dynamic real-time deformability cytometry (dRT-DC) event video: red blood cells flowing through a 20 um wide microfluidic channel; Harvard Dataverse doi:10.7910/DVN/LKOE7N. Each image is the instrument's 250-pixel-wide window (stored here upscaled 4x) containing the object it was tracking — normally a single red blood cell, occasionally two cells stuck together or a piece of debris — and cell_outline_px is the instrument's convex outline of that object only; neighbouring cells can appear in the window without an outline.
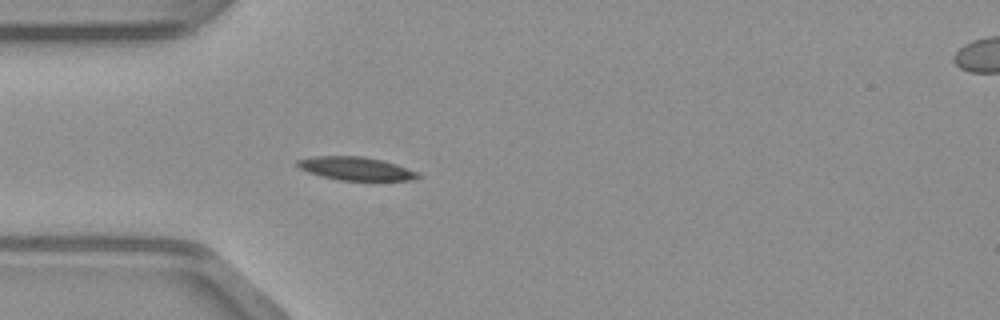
{"species": "common noctule bat (a hibernating species)", "species_latin": "Nyctalus noctula", "temperature_condition": "warm", "stored_images_in_passage": 36, "camera_frame_rate_fps": 3000, "um_per_image_px": 0.085, "animal": {"sex": "male", "body_mass_g": 23.1, "forearm_length_mm": 52.7}, "frame": {"image": 1, "passage_image": 1, "time_ms": 0.0, "image_size_px": [1000, 320], "cell_outline_px": [[420, 176], [412, 180], [340, 180], [320, 176], [308, 172], [300, 168], [296, 164], [296, 160], [316, 156], [364, 156], [384, 160], [420, 172]], "centroid_in_image_um": [30.26, 14.32], "position_along_channel_um": 54.7, "area_um2": 16.42}}
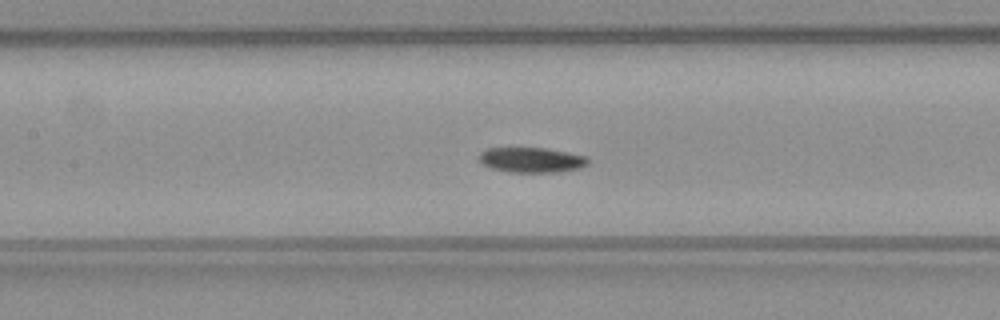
{"frame": {"image": 2, "passage_image": 9, "time_ms": 2.667, "image_size_px": [1000, 320], "cell_outline_px": [[588, 164], [580, 168], [556, 172], [508, 172], [492, 168], [484, 164], [480, 160], [480, 152], [488, 148], [544, 148], [568, 152], [588, 156]], "centroid_in_image_um": [45.21, 13.59], "position_along_channel_um": 162.2, "area_um2": 15.84}}
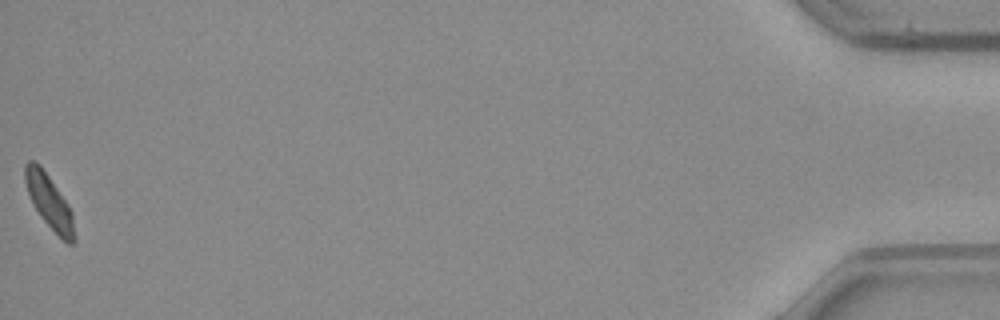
{"frame": {"image": 3, "passage_image": 36, "time_ms": 11.667, "image_size_px": [1000, 320], "cell_outline_px": [[76, 240], [72, 244], [68, 244], [40, 216], [32, 204], [24, 180], [24, 164], [28, 160], [32, 160], [40, 164], [68, 204], [72, 212]], "centroid_in_image_um": [4.17, 17.11], "position_along_channel_um": 431.0, "area_um2": 15.37}}